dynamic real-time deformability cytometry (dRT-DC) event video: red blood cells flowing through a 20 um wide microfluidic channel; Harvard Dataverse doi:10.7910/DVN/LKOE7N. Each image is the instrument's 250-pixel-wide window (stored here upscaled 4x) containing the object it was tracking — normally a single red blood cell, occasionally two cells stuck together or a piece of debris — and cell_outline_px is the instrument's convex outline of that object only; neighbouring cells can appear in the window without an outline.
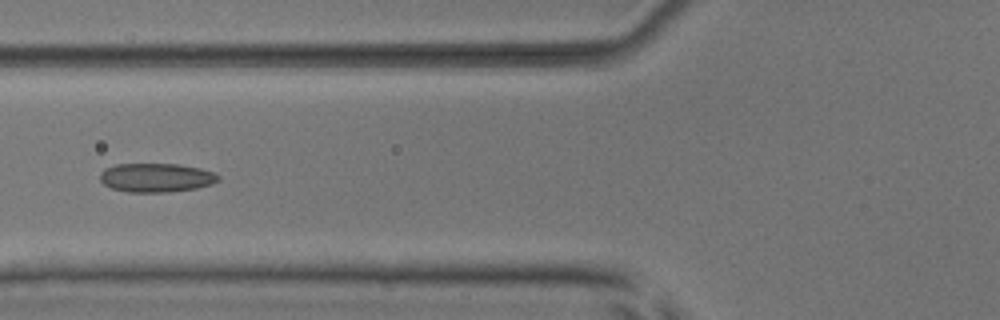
{"species": "common noctule bat (a hibernating species)", "species_latin": "Nyctalus noctula", "temperature_condition": "room temperature", "stored_images_in_passage": 5, "camera_frame_rate_fps": 3000, "um_per_image_px": 0.085, "animal": {"sex": "male", "body_mass_g": 17.9, "forearm_length_mm": 54.2}, "frame": {"image": 1, "passage_image": 5, "time_ms": 5.667, "image_size_px": [1000, 320], "cell_outline_px": [[220, 180], [212, 184], [196, 188], [168, 192], [128, 192], [112, 188], [104, 184], [100, 180], [100, 172], [104, 168], [116, 164], [180, 164], [200, 168], [212, 172], [220, 176]], "centroid_in_image_um": [13.27, 15.09], "position_along_channel_um": 112.5, "area_um2": 20.0}}